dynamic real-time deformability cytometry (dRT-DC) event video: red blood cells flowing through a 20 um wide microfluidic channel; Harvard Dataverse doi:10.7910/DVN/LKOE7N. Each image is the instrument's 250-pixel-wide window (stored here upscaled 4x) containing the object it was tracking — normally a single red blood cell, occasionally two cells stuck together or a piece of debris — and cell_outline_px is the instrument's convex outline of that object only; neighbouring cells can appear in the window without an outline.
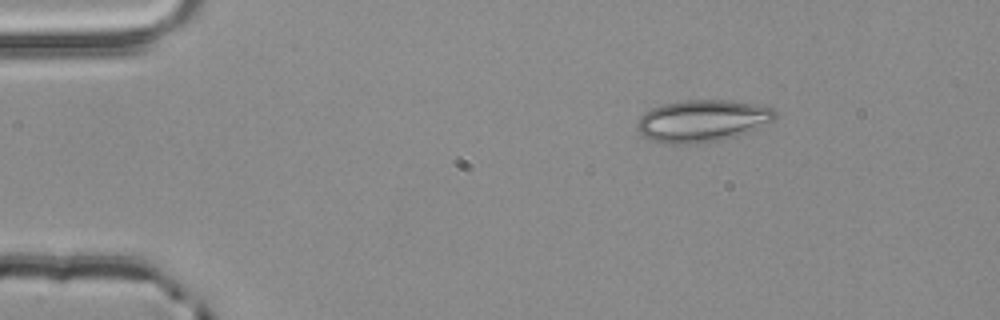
{"species": "common noctule bat (a hibernating species)", "species_latin": "Nyctalus noctula", "temperature_condition": "room temperature", "stored_images_in_passage": 46, "camera_frame_rate_fps": 3000, "um_per_image_px": 0.085, "animal": {"sex": "male", "body_mass_g": 20.4}, "frame": {"image": 1, "passage_image": 1, "time_ms": 0.0, "image_size_px": [1000, 320], "cell_outline_px": [[776, 120], [748, 132], [716, 140], [696, 144], [672, 144], [652, 140], [644, 136], [636, 128], [636, 124], [640, 116], [644, 112], [652, 108], [664, 104], [684, 100], [724, 100], [768, 104], [776, 112]], "centroid_in_image_um": [59.73, 10.25], "position_along_channel_um": 25.3, "area_um2": 33.93}}
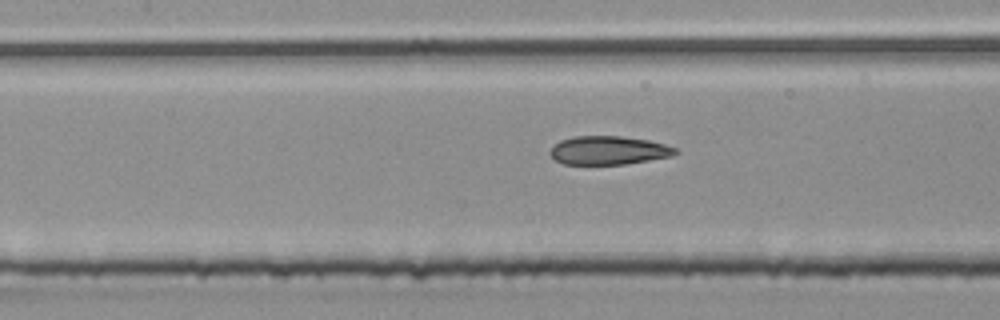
{"frame": {"image": 2, "passage_image": 17, "time_ms": 5.333, "image_size_px": [1000, 320], "cell_outline_px": [[680, 152], [672, 156], [624, 164], [564, 164], [556, 160], [548, 152], [560, 140], [576, 136], [620, 136], [648, 140], [664, 144], [676, 148]], "centroid_in_image_um": [51.74, 12.78], "position_along_channel_um": 155.7, "area_um2": 20.69}}
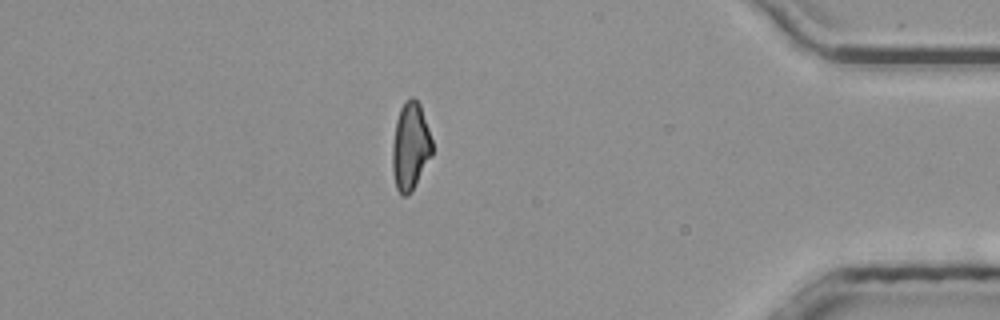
{"frame": {"image": 3, "passage_image": 39, "time_ms": 12.667, "image_size_px": [1000, 320], "cell_outline_px": [[432, 156], [412, 192], [408, 196], [404, 196], [396, 188], [392, 172], [392, 144], [396, 120], [400, 108], [404, 100], [412, 96], [420, 104], [432, 140]], "centroid_in_image_um": [34.87, 12.45], "position_along_channel_um": 400.3, "area_um2": 20.58}, "authors_computed_cell_mechanics": {"area_um2": 21.1548, "velocity_mm_per_s": 3.8894, "shape_relaxation_time_tau1_ms": null, "shape_relaxation_time_tau2_ms": 1.9681, "deformation_change_tau1": null, "deformation_change_tau2": 0.1018}}